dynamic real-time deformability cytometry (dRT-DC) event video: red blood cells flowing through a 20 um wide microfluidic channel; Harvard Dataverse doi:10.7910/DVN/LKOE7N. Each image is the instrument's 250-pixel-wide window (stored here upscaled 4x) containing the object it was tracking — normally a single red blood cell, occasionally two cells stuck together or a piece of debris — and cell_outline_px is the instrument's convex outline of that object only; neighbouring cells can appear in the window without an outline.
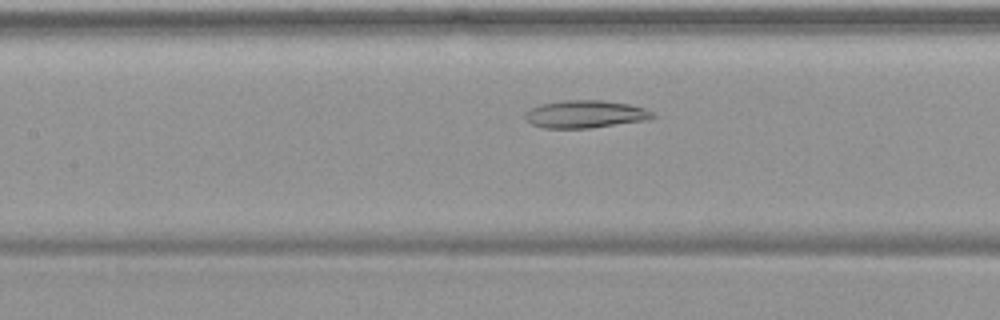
{"species": "common noctule bat (a hibernating species)", "species_latin": "Nyctalus noctula", "temperature_condition": "warm", "stored_images_in_passage": 39, "camera_frame_rate_fps": 3000, "um_per_image_px": 0.085, "animal": {"sex": "female", "body_mass_g": 19.9}, "frame": {"image": 1, "passage_image": 10, "time_ms": 3.0, "image_size_px": [1000, 320], "cell_outline_px": [[656, 116], [648, 120], [588, 128], [544, 128], [532, 124], [524, 120], [524, 112], [540, 104], [564, 100], [604, 100], [628, 104], [644, 108], [652, 112]], "centroid_in_image_um": [49.72, 9.7], "position_along_channel_um": 157.7, "area_um2": 20.58}}
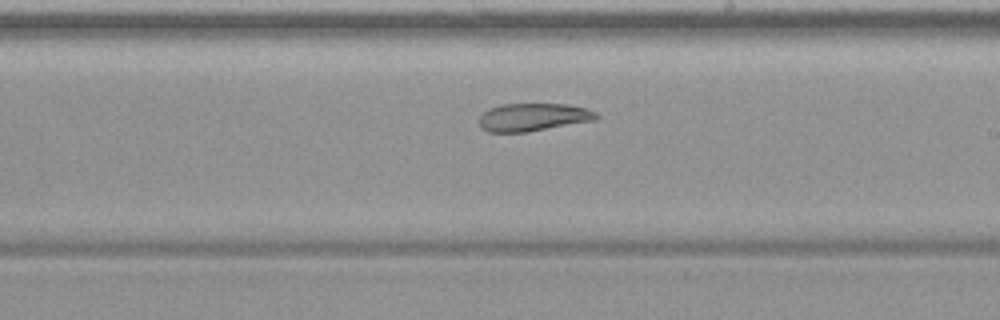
{"frame": {"image": 2, "passage_image": 17, "time_ms": 5.333, "image_size_px": [1000, 320], "cell_outline_px": [[600, 116], [596, 120], [528, 132], [488, 132], [480, 128], [480, 116], [488, 108], [500, 104], [568, 104], [584, 108], [596, 112]], "centroid_in_image_um": [45.31, 9.96], "position_along_channel_um": 243.7, "area_um2": 19.13}}
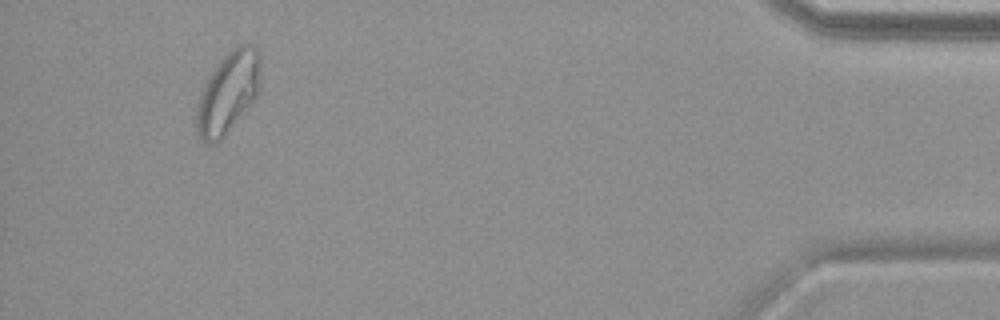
{"frame": {"image": 3, "passage_image": 36, "time_ms": 11.667, "image_size_px": [1000, 320], "cell_outline_px": [[260, 92], [224, 136], [220, 140], [208, 144], [200, 140], [196, 136], [196, 104], [200, 92], [208, 76], [216, 64], [236, 44], [252, 44], [260, 52]], "centroid_in_image_um": [19.37, 7.85], "position_along_channel_um": 415.8, "area_um2": 30.75}, "authors_computed_cell_mechanics": {"area_um2": 21.964, "velocity_mm_per_s": 3.7091, "shape_relaxation_time_tau1_ms": null, "shape_relaxation_time_tau2_ms": 5.5406, "deformation_change_tau1": null, "deformation_change_tau2": 0.1285}}